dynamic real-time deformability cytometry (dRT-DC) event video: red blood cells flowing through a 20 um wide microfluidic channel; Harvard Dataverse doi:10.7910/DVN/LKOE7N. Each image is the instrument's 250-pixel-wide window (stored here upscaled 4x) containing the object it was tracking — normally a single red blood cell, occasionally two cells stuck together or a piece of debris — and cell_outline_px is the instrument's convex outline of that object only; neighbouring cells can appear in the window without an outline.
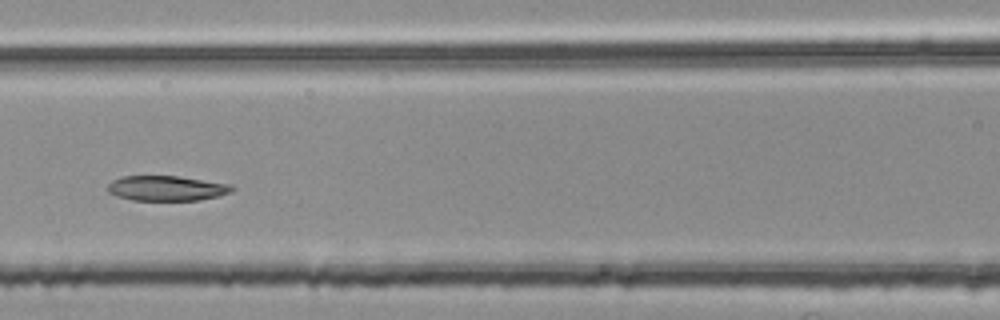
{"species": "common noctule bat (a hibernating species)", "species_latin": "Nyctalus noctula", "temperature_condition": "room temperature", "stored_images_in_passage": 46, "segment_of_instrument_passage": [2, 2], "camera_frame_rate_fps": 3000, "um_per_image_px": 0.085, "animal": {"sex": "female", "body_mass_g": 25.1}, "frame": {"image": 1, "passage_image": 20, "time_ms": 6.333, "image_size_px": [1000, 320], "cell_outline_px": [[236, 188], [232, 192], [200, 200], [132, 200], [116, 196], [108, 192], [108, 184], [112, 180], [120, 176], [180, 176], [232, 184]], "centroid_in_image_um": [14.18, 15.99], "position_along_channel_um": 152.4, "area_um2": 18.32}}
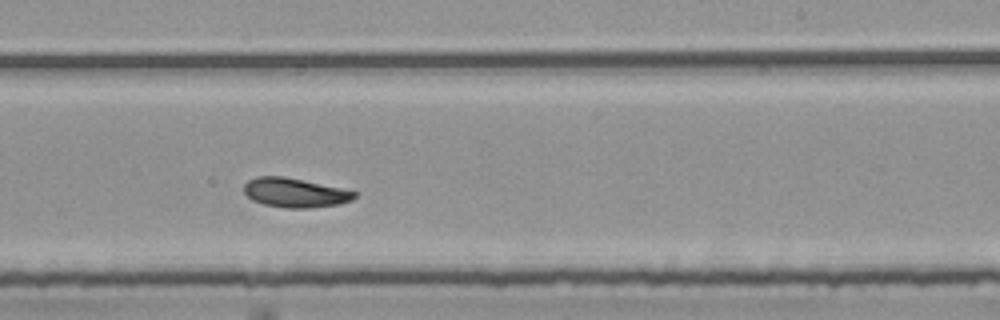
{"frame": {"image": 2, "passage_image": 29, "time_ms": 9.333, "image_size_px": [1000, 320], "cell_outline_px": [[356, 196], [352, 200], [340, 204], [312, 208], [284, 208], [264, 204], [252, 200], [244, 192], [244, 184], [248, 180], [256, 176], [284, 176], [340, 188], [356, 192]], "centroid_in_image_um": [25.05, 16.38], "position_along_channel_um": 264.0, "area_um2": 18.84}}
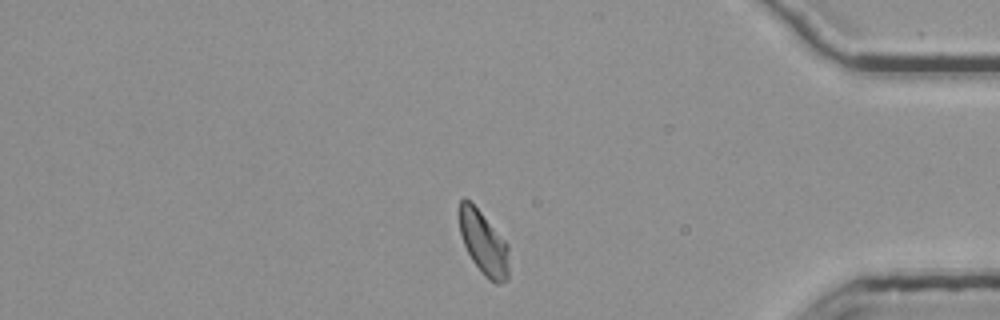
{"frame": {"image": 3, "passage_image": 42, "time_ms": 13.667, "image_size_px": [1000, 320], "cell_outline_px": [[508, 280], [500, 284], [496, 284], [488, 280], [484, 276], [472, 260], [464, 244], [460, 232], [460, 200], [464, 196], [480, 212], [508, 244]], "centroid_in_image_um": [41.12, 20.71], "position_along_channel_um": 394.1, "area_um2": 18.09}}